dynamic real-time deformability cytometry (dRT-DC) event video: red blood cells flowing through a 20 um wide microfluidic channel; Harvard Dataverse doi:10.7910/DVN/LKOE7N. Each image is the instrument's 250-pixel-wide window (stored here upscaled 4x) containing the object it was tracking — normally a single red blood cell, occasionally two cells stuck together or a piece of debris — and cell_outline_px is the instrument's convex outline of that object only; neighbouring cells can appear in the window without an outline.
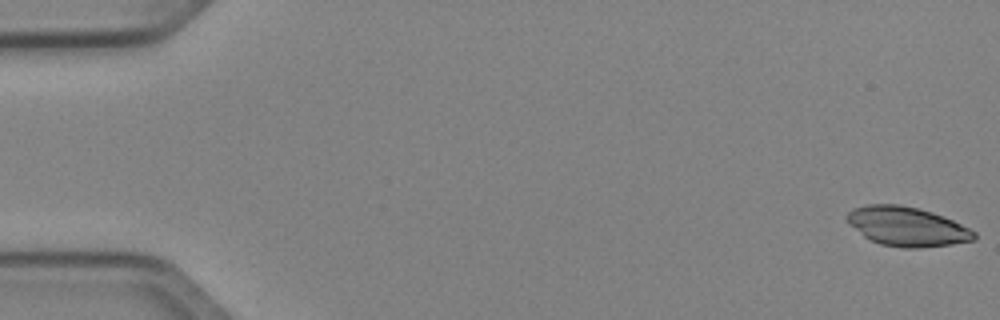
{"species": "Egyptian fruit bat (a non-hibernating species)", "species_latin": "Rousettus aegyptiacus", "temperature_condition": "cold", "stored_images_in_passage": 10, "camera_frame_rate_fps": 3000, "um_per_image_px": 0.085, "animal": {"sex": "female"}, "frame": {"image": 1, "passage_image": 1, "time_ms": 0.0, "image_size_px": [1000, 320], "cell_outline_px": [[976, 240], [952, 244], [920, 248], [904, 248], [880, 244], [864, 236], [848, 224], [844, 216], [852, 208], [868, 204], [900, 204], [920, 208], [944, 216], [976, 232]], "centroid_in_image_um": [77.07, 19.24], "position_along_channel_um": 7.9, "area_um2": 29.3}}